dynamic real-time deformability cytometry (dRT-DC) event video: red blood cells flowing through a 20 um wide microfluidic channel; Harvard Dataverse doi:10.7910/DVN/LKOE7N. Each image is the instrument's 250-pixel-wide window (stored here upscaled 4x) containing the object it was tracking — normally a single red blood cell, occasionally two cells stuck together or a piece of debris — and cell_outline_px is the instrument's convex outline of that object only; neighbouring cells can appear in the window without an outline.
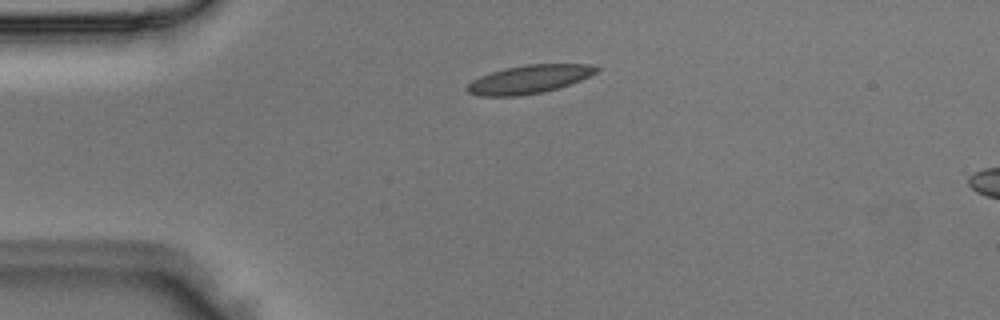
{"species": "Egyptian fruit bat (a non-hibernating species)", "species_latin": "Rousettus aegyptiacus", "temperature_condition": "room temperature", "stored_images_in_passage": 3, "camera_frame_rate_fps": 3000, "um_per_image_px": 0.085, "animal": {"sex": "male"}, "frame": {"image": 1, "passage_image": 3, "time_ms": 0.667, "image_size_px": [1000, 320], "cell_outline_px": [[600, 68], [596, 72], [572, 84], [544, 92], [516, 96], [480, 96], [468, 92], [464, 88], [472, 80], [480, 76], [504, 68], [524, 64], [588, 64]], "centroid_in_image_um": [44.95, 6.74], "position_along_channel_um": 40.1, "area_um2": 21.39}}